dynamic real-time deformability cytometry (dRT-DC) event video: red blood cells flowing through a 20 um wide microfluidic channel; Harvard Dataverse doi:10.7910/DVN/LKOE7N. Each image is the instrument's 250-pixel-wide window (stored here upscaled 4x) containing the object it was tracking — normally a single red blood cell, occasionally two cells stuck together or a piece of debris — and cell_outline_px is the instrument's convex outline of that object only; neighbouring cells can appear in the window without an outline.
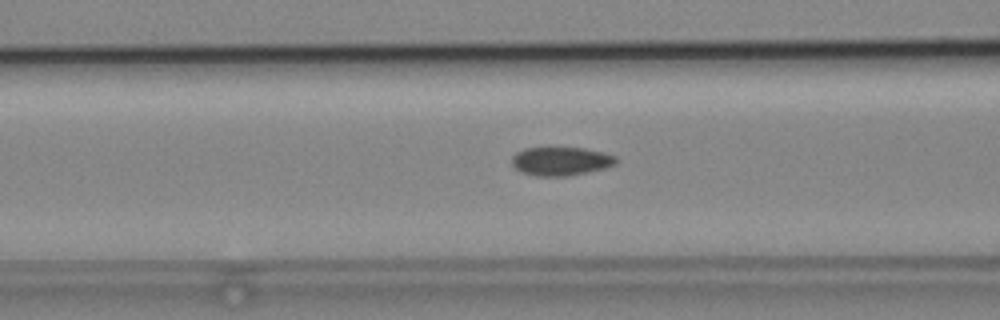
{"species": "common noctule bat (a hibernating species)", "species_latin": "Nyctalus noctula", "temperature_condition": "cold", "stored_images_in_passage": 44, "camera_frame_rate_fps": 3000, "um_per_image_px": 0.085, "animal": {"sex": "male", "body_mass_g": 19.2, "forearm_length_mm": 51.8}, "frame": {"image": 1, "passage_image": 21, "time_ms": 6.667, "image_size_px": [1000, 320], "cell_outline_px": [[616, 164], [604, 168], [564, 176], [536, 176], [520, 172], [512, 164], [512, 156], [516, 152], [524, 148], [548, 144], [584, 148], [604, 152], [616, 156]], "centroid_in_image_um": [47.61, 13.63], "position_along_channel_um": 119.0, "area_um2": 18.09}}
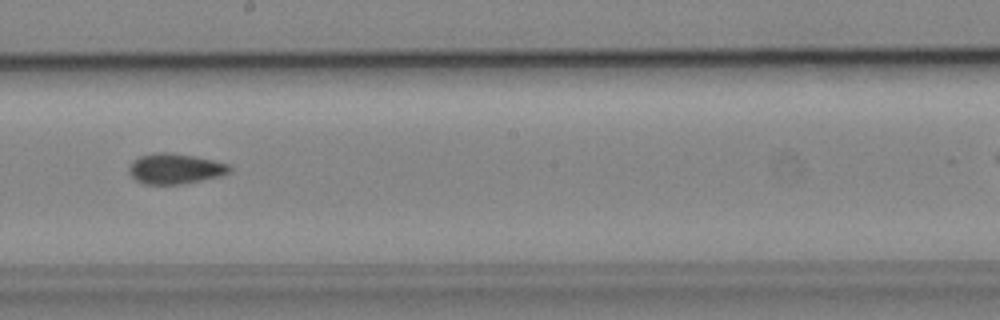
{"frame": {"image": 2, "passage_image": 30, "time_ms": 9.667, "image_size_px": [1000, 320], "cell_outline_px": [[232, 168], [228, 172], [220, 176], [180, 184], [144, 184], [136, 180], [128, 172], [128, 168], [132, 160], [140, 156], [156, 152], [172, 152], [212, 160], [228, 164]], "centroid_in_image_um": [14.83, 14.33], "position_along_channel_um": 233.4, "area_um2": 17.69}}
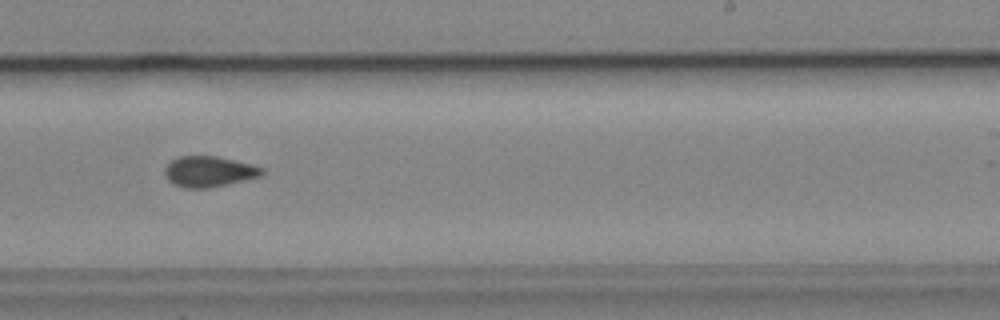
{"frame": {"image": 3, "passage_image": 33, "time_ms": 10.667, "image_size_px": [1000, 320], "cell_outline_px": [[264, 172], [260, 176], [228, 184], [208, 188], [184, 188], [172, 184], [164, 176], [164, 168], [172, 160], [180, 156], [216, 156], [264, 168]], "centroid_in_image_um": [17.71, 14.59], "position_along_channel_um": 271.3, "area_um2": 17.28}}